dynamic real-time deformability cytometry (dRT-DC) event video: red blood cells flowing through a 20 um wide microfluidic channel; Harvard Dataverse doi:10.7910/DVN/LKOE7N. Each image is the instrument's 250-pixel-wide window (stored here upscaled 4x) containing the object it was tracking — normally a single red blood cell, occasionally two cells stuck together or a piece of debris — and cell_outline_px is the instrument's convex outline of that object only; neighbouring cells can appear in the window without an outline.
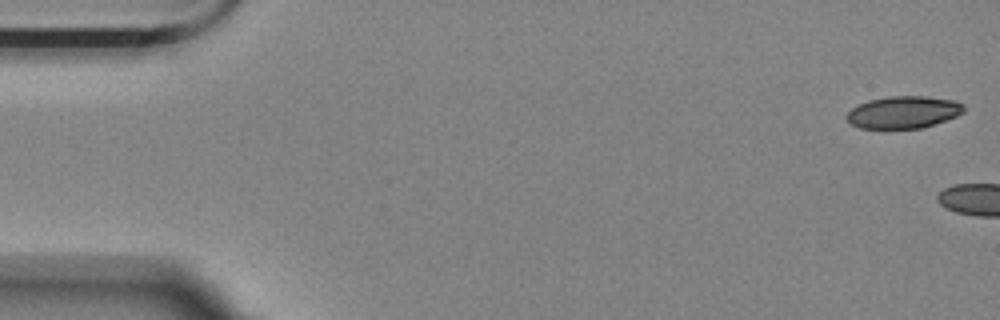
{"species": "Egyptian fruit bat (a non-hibernating species)", "species_latin": "Rousettus aegyptiacus", "temperature_condition": "room temperature", "stored_images_in_passage": 11, "camera_frame_rate_fps": 3000, "um_per_image_px": 0.085, "animal": {"sex": "female"}, "frame": {"image": 1, "passage_image": 1, "time_ms": 0.0, "image_size_px": [1000, 320], "cell_outline_px": [[964, 112], [956, 116], [920, 128], [860, 128], [852, 124], [844, 116], [852, 108], [868, 100], [888, 96], [924, 96], [956, 100], [964, 104]], "centroid_in_image_um": [76.79, 9.52], "position_along_channel_um": 8.2, "area_um2": 21.85}}